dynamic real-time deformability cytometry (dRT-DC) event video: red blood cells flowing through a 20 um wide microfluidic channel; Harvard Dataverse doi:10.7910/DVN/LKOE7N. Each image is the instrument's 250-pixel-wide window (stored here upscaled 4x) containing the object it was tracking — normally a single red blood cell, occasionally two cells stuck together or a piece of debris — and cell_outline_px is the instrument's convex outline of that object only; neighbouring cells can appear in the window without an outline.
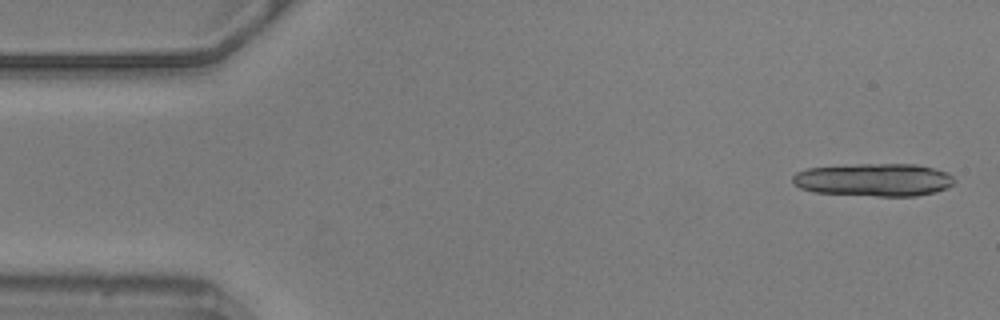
{"species": "common noctule bat (a hibernating species)", "species_latin": "Nyctalus noctula", "temperature_condition": "warm", "stored_images_in_passage": 22, "camera_frame_rate_fps": 3000, "um_per_image_px": 0.085, "animal": {"sex": "male", "body_mass_g": 20.5, "forearm_length_mm": 52.5}, "frame": {"image": 1, "passage_image": 2, "time_ms": 0.333, "image_size_px": [1000, 320], "cell_outline_px": [[956, 180], [948, 188], [936, 192], [916, 196], [876, 196], [812, 192], [800, 188], [792, 184], [792, 176], [796, 172], [808, 168], [860, 164], [916, 164], [948, 172]], "centroid_in_image_um": [74.28, 15.29], "position_along_channel_um": 10.7, "area_um2": 31.21}}
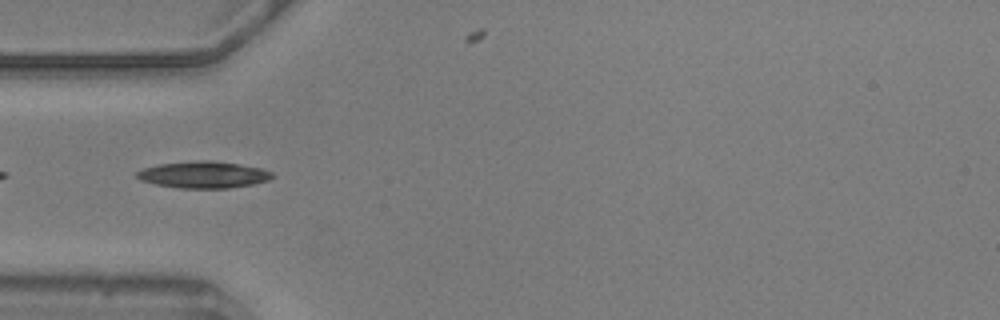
{"frame": {"image": 2, "passage_image": 17, "time_ms": 5.333, "image_size_px": [1000, 320], "cell_outline_px": [[276, 176], [268, 180], [252, 184], [228, 188], [180, 188], [156, 184], [140, 180], [136, 176], [136, 172], [144, 168], [160, 164], [200, 160], [212, 160], [240, 164], [260, 168], [272, 172]], "centroid_in_image_um": [17.31, 14.84], "position_along_channel_um": 67.7, "area_um2": 20.98}}